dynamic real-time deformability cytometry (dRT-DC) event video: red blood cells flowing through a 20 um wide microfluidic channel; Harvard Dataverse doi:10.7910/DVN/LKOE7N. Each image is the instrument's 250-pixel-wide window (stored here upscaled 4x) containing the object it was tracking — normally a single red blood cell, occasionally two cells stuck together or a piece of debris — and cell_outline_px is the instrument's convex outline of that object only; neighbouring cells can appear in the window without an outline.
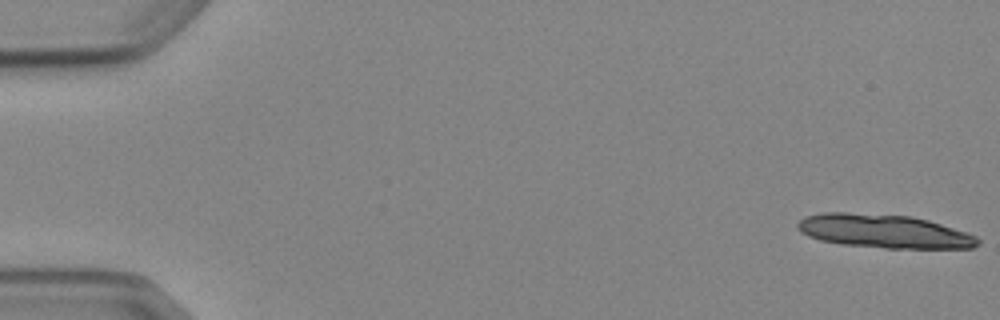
{"species": "Egyptian fruit bat (a non-hibernating species)", "species_latin": "Rousettus aegyptiacus", "temperature_condition": "cold", "stored_images_in_passage": 5, "camera_frame_rate_fps": 3000, "um_per_image_px": 0.085, "animal": {"sex": "female"}, "frame": {"image": 1, "passage_image": 1, "time_ms": 0.0, "image_size_px": [1000, 320], "cell_outline_px": [[980, 244], [972, 248], [884, 248], [840, 244], [820, 240], [808, 236], [800, 232], [796, 228], [796, 224], [804, 216], [824, 212], [848, 212], [912, 216], [928, 220], [976, 236], [980, 240]], "centroid_in_image_um": [75.08, 19.65], "position_along_channel_um": 9.9, "area_um2": 35.37}}